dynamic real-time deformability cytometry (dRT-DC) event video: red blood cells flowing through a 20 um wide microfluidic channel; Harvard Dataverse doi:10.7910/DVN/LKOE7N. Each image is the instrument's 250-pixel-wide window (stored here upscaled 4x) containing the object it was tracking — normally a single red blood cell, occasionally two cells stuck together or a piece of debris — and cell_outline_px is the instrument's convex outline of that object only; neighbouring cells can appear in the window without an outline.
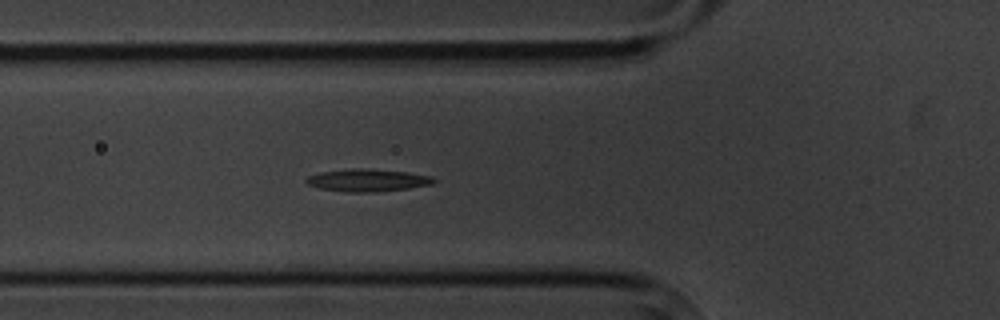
{"species": "common noctule bat (a hibernating species)", "species_latin": "Nyctalus noctula", "temperature_condition": "cold", "stored_images_in_passage": 5, "camera_frame_rate_fps": 3000, "um_per_image_px": 0.085, "animal": {"sex": "male", "body_mass_g": 20.1, "forearm_length_mm": 53.5}, "frame": {"image": 1, "passage_image": 5, "time_ms": 5.333, "image_size_px": [1000, 320], "cell_outline_px": [[436, 180], [432, 184], [408, 188], [376, 192], [348, 192], [320, 188], [308, 184], [304, 180], [308, 176], [320, 172], [352, 168], [368, 168], [408, 172], [432, 176]], "centroid_in_image_um": [31.25, 15.31], "position_along_channel_um": 94.6, "area_um2": 16.7}}